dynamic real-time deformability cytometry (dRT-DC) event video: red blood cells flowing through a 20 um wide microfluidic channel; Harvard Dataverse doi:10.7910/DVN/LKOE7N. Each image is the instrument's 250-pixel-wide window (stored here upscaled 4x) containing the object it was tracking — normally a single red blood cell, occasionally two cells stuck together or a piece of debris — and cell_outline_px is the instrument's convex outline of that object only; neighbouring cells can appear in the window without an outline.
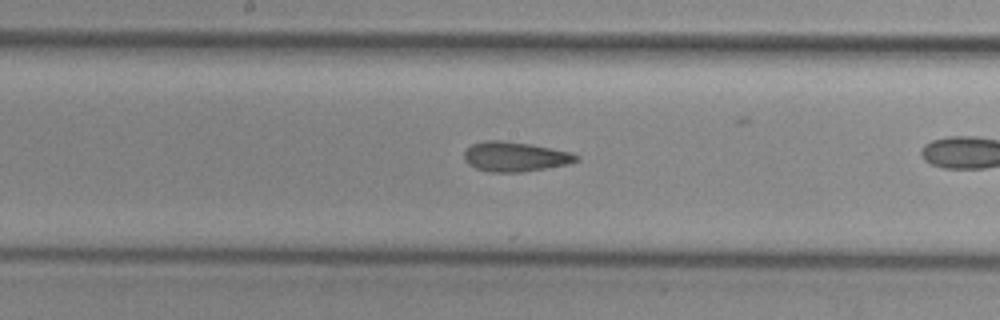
{"species": "common noctule bat (a hibernating species)", "species_latin": "Nyctalus noctula", "temperature_condition": "cold", "stored_images_in_passage": 29, "camera_frame_rate_fps": 3000, "um_per_image_px": 0.085, "animal": {"sex": "female", "body_mass_g": 29.2, "forearm_length_mm": 56.3}, "frame": {"image": 1, "passage_image": 17, "time_ms": 5.333, "image_size_px": [1000, 320], "cell_outline_px": [[580, 160], [568, 164], [520, 172], [492, 172], [476, 168], [468, 164], [464, 160], [464, 152], [472, 144], [484, 140], [500, 140], [528, 144], [572, 152], [580, 156]], "centroid_in_image_um": [43.78, 13.31], "position_along_channel_um": 204.4, "area_um2": 19.31}}